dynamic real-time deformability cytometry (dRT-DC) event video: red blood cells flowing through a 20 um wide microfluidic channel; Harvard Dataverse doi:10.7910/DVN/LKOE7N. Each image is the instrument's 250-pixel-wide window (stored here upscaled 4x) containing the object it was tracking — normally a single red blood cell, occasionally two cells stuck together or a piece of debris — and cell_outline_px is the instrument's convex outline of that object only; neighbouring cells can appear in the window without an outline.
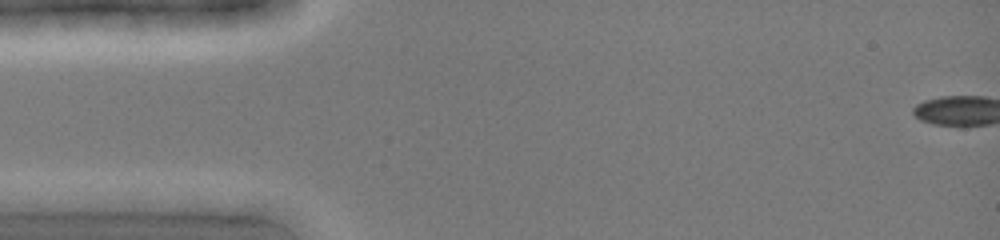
{"species": "common noctule bat (a hibernating species)", "species_latin": "Nyctalus noctula", "temperature_condition": "cold", "stored_images_in_passage": 2, "camera_frame_rate_fps": 3000, "um_per_image_px": 0.085, "animal": {"sex": "female", "body_mass_g": 19.0, "forearm_length_mm": 51.5}, "frame": {"image": 1, "passage_image": 1, "time_ms": 0.0, "image_size_px": [1000, 240], "cell_outline_px": [[264, 204], [236, 216], [216, 216], [132, 200], [140, 192], [180, 192], [260, 196]], "centroid_in_image_um": [17.25, 17.2], "position_along_channel_um": 67.8, "area_um2": 15.2}}